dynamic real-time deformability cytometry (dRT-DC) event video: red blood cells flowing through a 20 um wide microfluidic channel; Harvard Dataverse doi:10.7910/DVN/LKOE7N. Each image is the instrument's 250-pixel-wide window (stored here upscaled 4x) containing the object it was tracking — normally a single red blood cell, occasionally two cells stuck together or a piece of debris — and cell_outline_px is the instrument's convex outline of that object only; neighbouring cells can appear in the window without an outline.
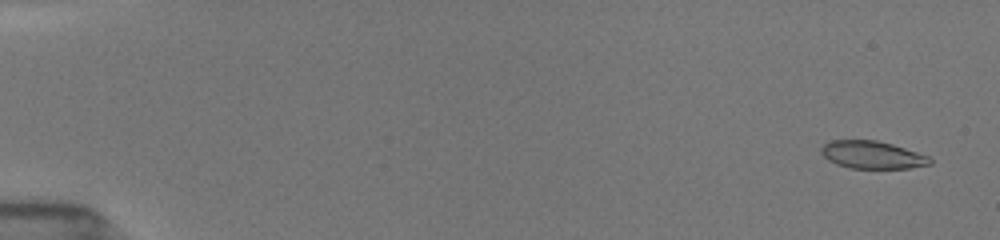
{"species": "common noctule bat (a hibernating species)", "species_latin": "Nyctalus noctula", "temperature_condition": "room temperature", "stored_images_in_passage": 54, "camera_frame_rate_fps": 3000, "um_per_image_px": 0.085, "animal": {"sex": "female", "body_mass_g": 19.5, "forearm_length_mm": 54.1}, "frame": {"image": 1, "passage_image": 3, "time_ms": 0.667, "image_size_px": [1000, 240], "cell_outline_px": [[932, 164], [908, 168], [848, 168], [836, 164], [828, 160], [820, 152], [820, 148], [824, 144], [832, 140], [876, 140], [892, 144], [928, 156], [932, 160]], "centroid_in_image_um": [74.11, 13.16], "position_along_channel_um": 10.9, "area_um2": 17.46}}
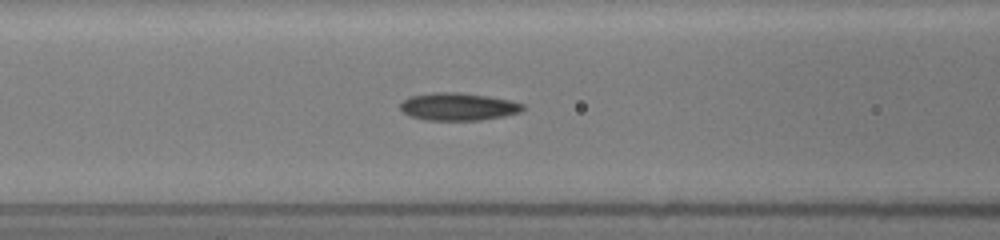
{"frame": {"image": 2, "passage_image": 24, "time_ms": 7.667, "image_size_px": [1000, 240], "cell_outline_px": [[524, 108], [520, 112], [504, 116], [480, 120], [424, 120], [408, 116], [400, 108], [400, 104], [408, 96], [432, 92], [460, 92], [488, 96], [512, 100], [524, 104]], "centroid_in_image_um": [38.93, 9.06], "position_along_channel_um": 127.7, "area_um2": 19.94}}
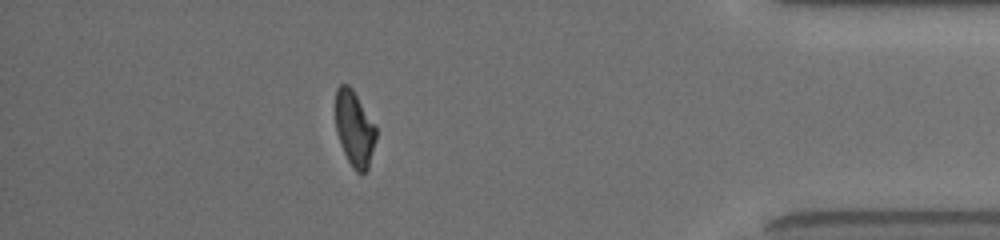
{"frame": {"image": 3, "passage_image": 48, "time_ms": 15.667, "image_size_px": [1000, 240], "cell_outline_px": [[376, 140], [368, 168], [364, 172], [356, 172], [352, 168], [340, 144], [336, 132], [336, 88], [340, 84], [348, 84], [352, 88], [376, 124]], "centroid_in_image_um": [30.14, 10.92], "position_along_channel_um": 405.1, "area_um2": 17.98}, "authors_computed_cell_mechanics": {"area_um2": 18.8428, "velocity_mm_per_s": 3.9378, "shape_relaxation_time_tau1_ms": null, "shape_relaxation_time_tau2_ms": 3.2013, "deformation_change_tau1": null, "deformation_change_tau2": 0.0885}}